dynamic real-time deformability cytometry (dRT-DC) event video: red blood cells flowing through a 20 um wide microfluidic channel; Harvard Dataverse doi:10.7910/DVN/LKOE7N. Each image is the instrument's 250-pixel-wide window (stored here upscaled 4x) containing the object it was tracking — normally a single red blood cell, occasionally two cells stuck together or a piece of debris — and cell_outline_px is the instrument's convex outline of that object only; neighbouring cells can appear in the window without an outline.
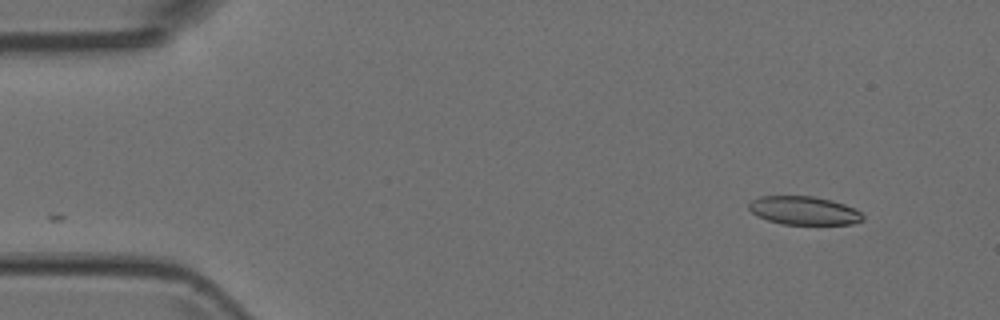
{"species": "Egyptian fruit bat (a non-hibernating species)", "species_latin": "Rousettus aegyptiacus", "temperature_condition": "room temperature", "stored_images_in_passage": 2, "camera_frame_rate_fps": 3000, "um_per_image_px": 0.085, "animal": {"sex": "female"}, "frame": {"image": 1, "passage_image": 2, "time_ms": 0.333, "image_size_px": [1000, 320], "cell_outline_px": [[864, 220], [852, 224], [784, 224], [768, 220], [756, 216], [748, 208], [748, 204], [752, 200], [760, 196], [812, 196], [832, 200], [856, 208], [864, 216]], "centroid_in_image_um": [68.35, 17.89], "position_along_channel_um": 16.7, "area_um2": 18.96}}